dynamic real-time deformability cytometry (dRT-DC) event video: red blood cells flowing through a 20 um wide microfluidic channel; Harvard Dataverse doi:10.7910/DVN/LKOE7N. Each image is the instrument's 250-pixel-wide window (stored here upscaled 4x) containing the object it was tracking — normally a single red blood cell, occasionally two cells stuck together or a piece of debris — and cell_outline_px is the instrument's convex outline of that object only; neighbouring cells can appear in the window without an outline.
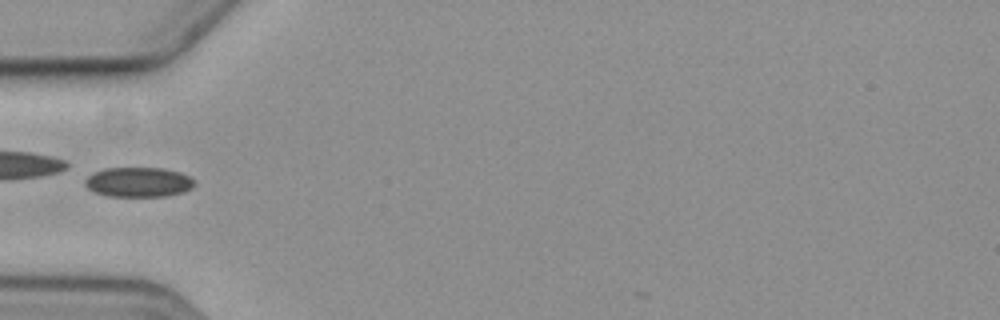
{"species": "common noctule bat (a hibernating species)", "species_latin": "Nyctalus noctula", "temperature_condition": "cold", "stored_images_in_passage": 7, "camera_frame_rate_fps": 3000, "um_per_image_px": 0.085, "animal": {"sex": "female", "body_mass_g": 19.3, "forearm_length_mm": 54.1}, "frame": {"image": 1, "passage_image": 2, "time_ms": 1.333, "image_size_px": [1000, 320], "cell_outline_px": [[196, 184], [192, 188], [184, 192], [168, 196], [108, 196], [92, 192], [84, 184], [84, 176], [92, 172], [104, 168], [164, 168], [180, 172], [188, 176]], "centroid_in_image_um": [11.72, 15.48], "position_along_channel_um": 73.3, "area_um2": 19.31}}
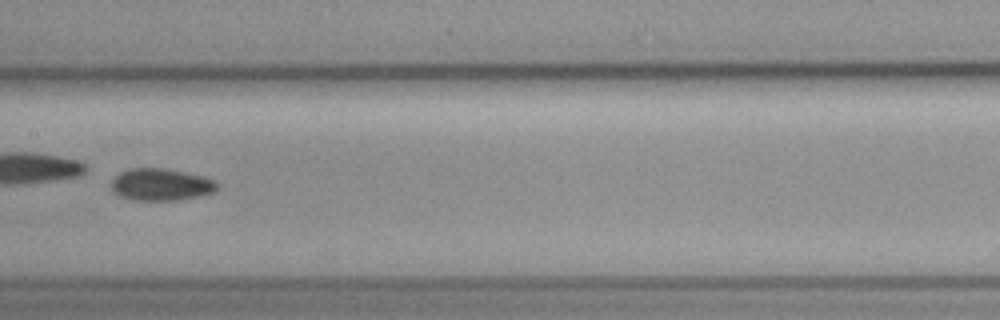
{"frame": {"image": 2, "passage_image": 5, "time_ms": 4.667, "image_size_px": [1000, 320], "cell_outline_px": [[220, 184], [212, 192], [200, 196], [176, 200], [136, 200], [120, 196], [112, 192], [112, 180], [120, 172], [128, 168], [164, 168], [204, 176]], "centroid_in_image_um": [13.66, 15.68], "position_along_channel_um": 193.7, "area_um2": 19.71}}